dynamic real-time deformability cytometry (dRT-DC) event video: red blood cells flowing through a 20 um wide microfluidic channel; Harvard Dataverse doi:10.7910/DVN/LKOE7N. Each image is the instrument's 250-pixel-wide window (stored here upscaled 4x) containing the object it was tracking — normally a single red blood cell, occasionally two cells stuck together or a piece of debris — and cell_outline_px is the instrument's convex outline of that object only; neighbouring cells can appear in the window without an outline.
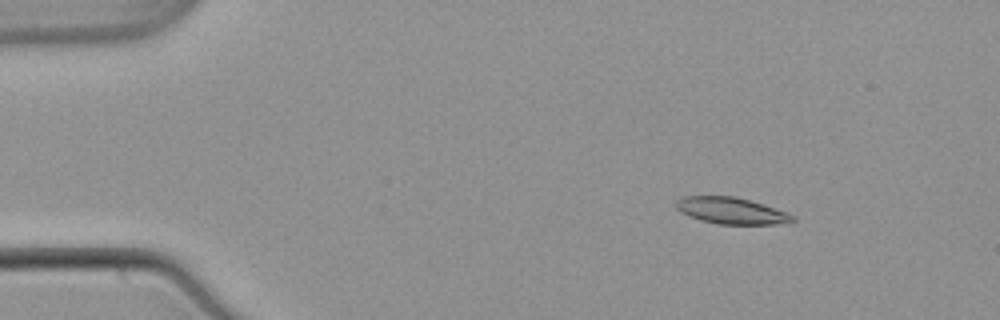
{"species": "common noctule bat (a hibernating species)", "species_latin": "Nyctalus noctula", "temperature_condition": "warm", "stored_images_in_passage": 53, "camera_frame_rate_fps": 3000, "um_per_image_px": 0.085, "animal": {"sex": "male", "body_mass_g": 21.5, "forearm_length_mm": 52.0}, "frame": {"image": 1, "passage_image": 7, "time_ms": 2.0, "image_size_px": [1000, 320], "cell_outline_px": [[796, 220], [776, 224], [720, 224], [700, 220], [688, 216], [680, 212], [676, 208], [676, 200], [684, 196], [736, 196], [764, 204], [788, 212], [796, 216]], "centroid_in_image_um": [62.17, 17.9], "position_along_channel_um": 22.8, "area_um2": 18.15}}
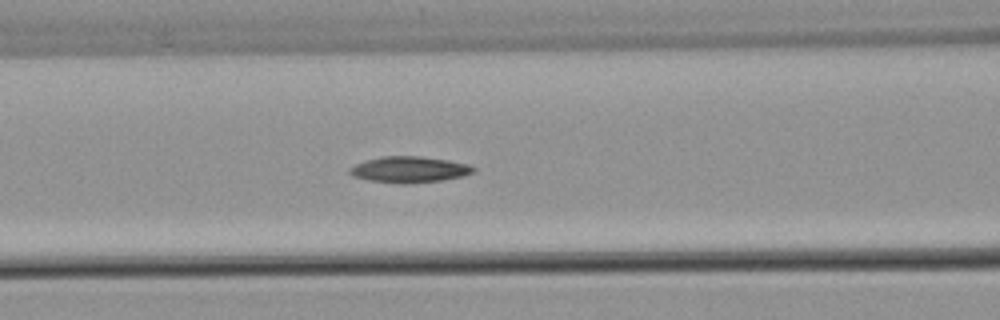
{"frame": {"image": 2, "passage_image": 22, "time_ms": 7.0, "image_size_px": [1000, 320], "cell_outline_px": [[476, 168], [472, 172], [464, 176], [440, 180], [404, 184], [368, 180], [352, 176], [348, 172], [348, 168], [364, 160], [380, 156], [420, 156], [448, 160], [468, 164]], "centroid_in_image_um": [34.74, 14.4], "position_along_channel_um": 131.9, "area_um2": 18.84}}
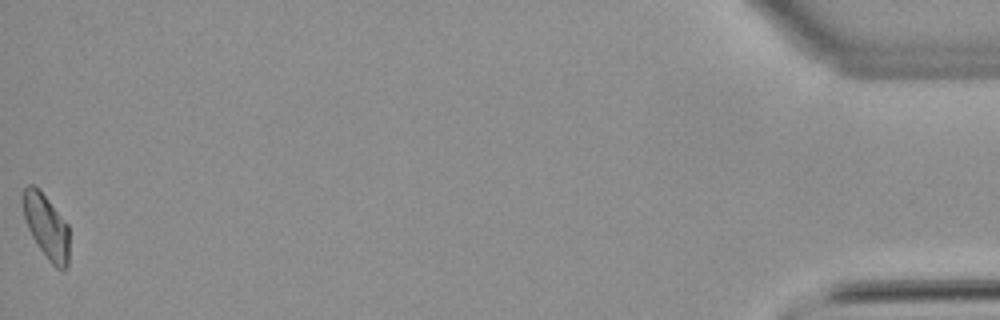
{"frame": {"image": 3, "passage_image": 53, "time_ms": 17.333, "image_size_px": [1000, 320], "cell_outline_px": [[68, 264], [64, 272], [56, 268], [48, 260], [32, 236], [28, 228], [24, 216], [24, 188], [28, 184], [32, 184], [48, 200], [68, 224]], "centroid_in_image_um": [3.97, 19.32], "position_along_channel_um": 431.2, "area_um2": 16.88}}